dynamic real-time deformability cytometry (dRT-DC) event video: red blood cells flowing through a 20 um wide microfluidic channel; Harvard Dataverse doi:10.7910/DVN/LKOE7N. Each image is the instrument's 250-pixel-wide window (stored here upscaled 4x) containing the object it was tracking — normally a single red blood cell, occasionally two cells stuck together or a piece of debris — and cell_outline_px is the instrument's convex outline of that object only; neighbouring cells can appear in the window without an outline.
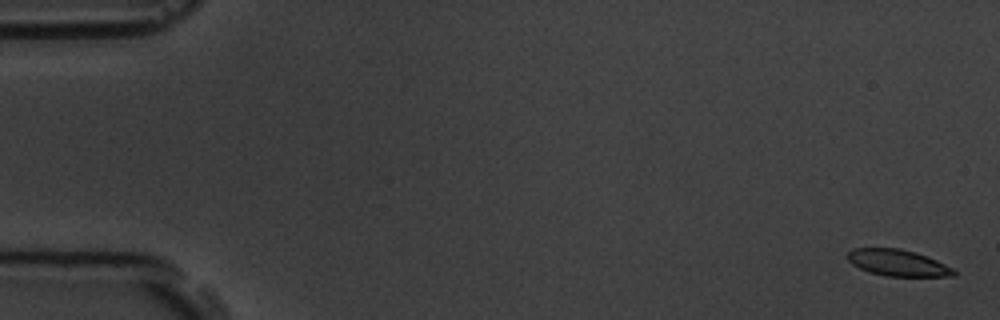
{"species": "common noctule bat (a hibernating species)", "species_latin": "Nyctalus noctula", "temperature_condition": "room temperature", "stored_images_in_passage": 6, "camera_frame_rate_fps": 3000, "um_per_image_px": 0.085, "animal": {"sex": "male", "body_mass_g": 19.5, "forearm_length_mm": 54.6}, "frame": {"image": 1, "passage_image": 1, "time_ms": 0.0, "image_size_px": [1000, 320], "cell_outline_px": [[956, 276], [884, 276], [868, 272], [852, 264], [848, 260], [848, 252], [852, 248], [900, 248], [916, 252], [936, 260], [952, 268], [956, 272]], "centroid_in_image_um": [76.29, 22.34], "position_along_channel_um": 8.7, "area_um2": 16.36}}